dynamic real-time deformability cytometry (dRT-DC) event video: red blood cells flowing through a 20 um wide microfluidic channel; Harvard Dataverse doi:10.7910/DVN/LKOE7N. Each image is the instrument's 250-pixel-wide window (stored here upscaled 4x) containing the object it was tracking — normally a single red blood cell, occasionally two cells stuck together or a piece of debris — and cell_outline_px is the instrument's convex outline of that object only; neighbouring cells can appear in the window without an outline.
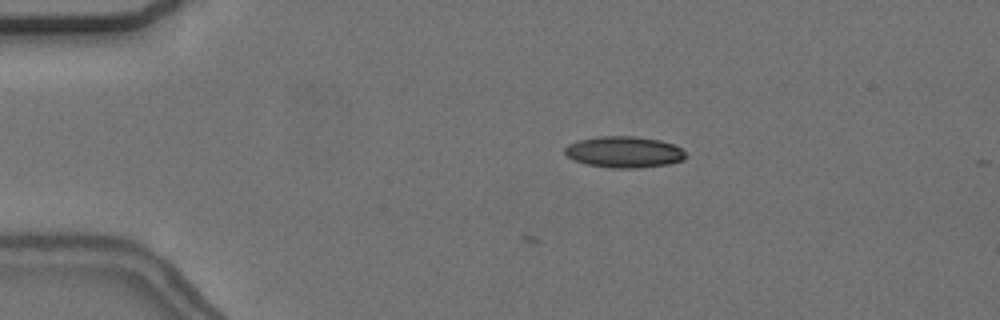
{"species": "common noctule bat (a hibernating species)", "species_latin": "Nyctalus noctula", "temperature_condition": "cold", "stored_images_in_passage": 4, "camera_frame_rate_fps": 3000, "um_per_image_px": 0.085, "animal": {"sex": "female", "body_mass_g": 24.6, "forearm_length_mm": 56.2}, "frame": {"image": 1, "passage_image": 4, "time_ms": 1.0, "image_size_px": [1000, 320], "cell_outline_px": [[688, 156], [684, 160], [668, 164], [636, 168], [612, 168], [588, 164], [572, 160], [564, 152], [564, 148], [568, 144], [576, 140], [600, 136], [632, 136], [660, 140], [672, 144], [680, 148]], "centroid_in_image_um": [53.03, 12.92], "position_along_channel_um": 32.0, "area_um2": 22.08}}